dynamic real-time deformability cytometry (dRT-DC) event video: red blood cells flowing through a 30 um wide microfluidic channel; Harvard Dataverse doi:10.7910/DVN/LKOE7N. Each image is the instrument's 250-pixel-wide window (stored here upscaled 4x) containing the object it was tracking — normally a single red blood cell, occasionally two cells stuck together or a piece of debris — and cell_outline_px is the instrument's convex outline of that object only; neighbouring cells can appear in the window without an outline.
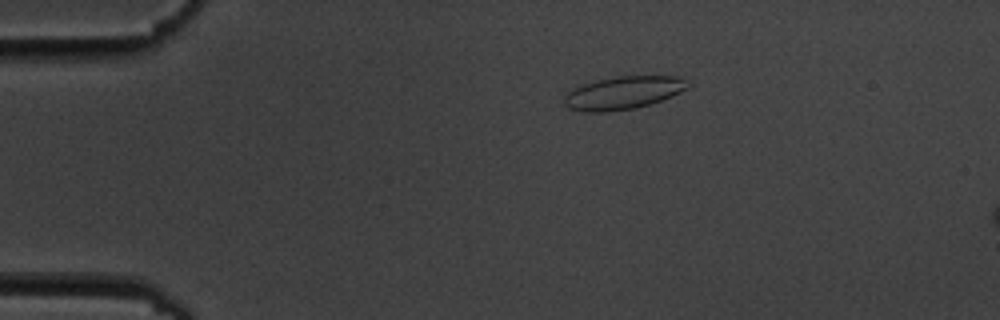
{"species": "common noctule bat (a hibernating species)", "species_latin": "Nyctalus noctula", "temperature_condition": "cold", "stored_images_in_passage": 2, "camera_frame_rate_fps": 3000, "um_per_image_px": 0.085, "animal": {"sex": "male", "body_mass_g": 19.5, "forearm_length_mm": 54.6}, "frame": {"image": 1, "passage_image": 1, "time_ms": 0.0, "image_size_px": [1000, 320], "cell_outline_px": [[692, 84], [688, 88], [672, 96], [636, 108], [608, 112], [584, 112], [568, 108], [564, 104], [564, 96], [576, 84], [616, 76], [676, 76]], "centroid_in_image_um": [52.91, 7.88], "position_along_channel_um": 32.1, "area_um2": 23.99}}